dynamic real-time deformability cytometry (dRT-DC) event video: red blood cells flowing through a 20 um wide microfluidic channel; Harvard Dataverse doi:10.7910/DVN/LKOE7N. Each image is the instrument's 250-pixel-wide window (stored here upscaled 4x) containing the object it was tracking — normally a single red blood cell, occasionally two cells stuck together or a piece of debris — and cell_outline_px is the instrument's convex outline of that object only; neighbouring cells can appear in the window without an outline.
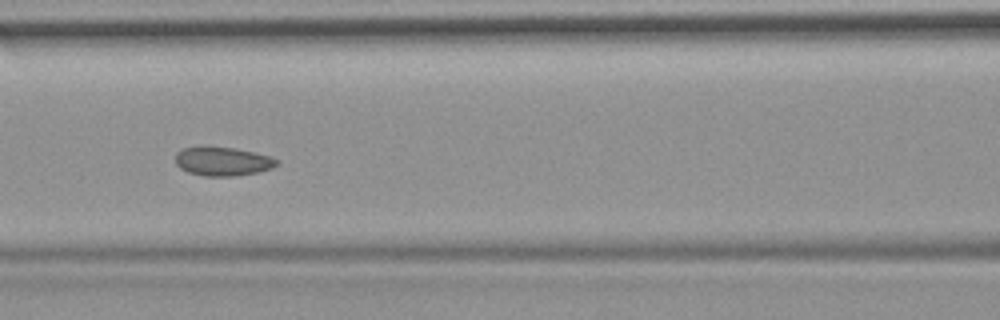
{"species": "common noctule bat (a hibernating species)", "species_latin": "Nyctalus noctula", "temperature_condition": "room temperature", "stored_images_in_passage": 54, "camera_frame_rate_fps": 3000, "um_per_image_px": 0.085, "animal": {"sex": "female", "body_mass_g": 19.9}, "frame": {"image": 1, "passage_image": 24, "time_ms": 7.667, "image_size_px": [1000, 320], "cell_outline_px": [[276, 164], [272, 168], [256, 172], [236, 176], [204, 176], [188, 172], [180, 168], [176, 164], [176, 152], [180, 148], [200, 144], [208, 144], [236, 148], [268, 156], [276, 160]], "centroid_in_image_um": [18.81, 13.67], "position_along_channel_um": 147.8, "area_um2": 17.46}, "authors_computed_cell_mechanics": {"area_um2": 17.6868, "velocity_mm_per_s": 3.7168, "shape_relaxation_time_tau1_ms": 7.2756, "shape_relaxation_time_tau2_ms": 2.773, "deformation_change_tau1": 0.0637, "deformation_change_tau2": 0.0709}}